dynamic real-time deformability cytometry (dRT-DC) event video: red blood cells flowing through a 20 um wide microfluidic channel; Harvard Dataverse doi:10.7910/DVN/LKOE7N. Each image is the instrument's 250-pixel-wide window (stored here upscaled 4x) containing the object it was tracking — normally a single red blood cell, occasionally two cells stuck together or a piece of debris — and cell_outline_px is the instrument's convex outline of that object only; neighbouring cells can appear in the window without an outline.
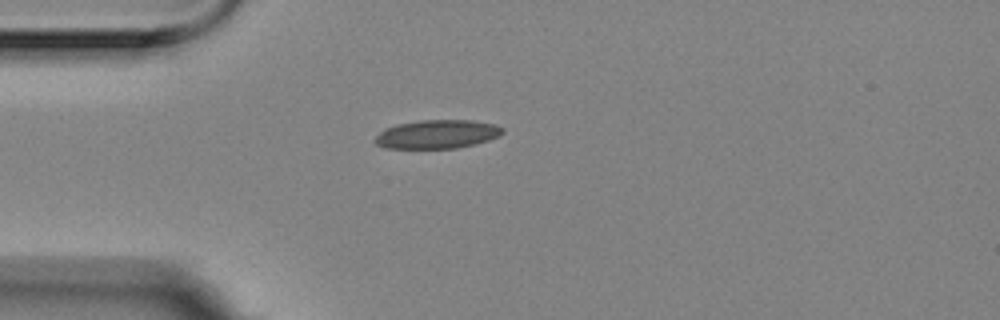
{"species": "Egyptian fruit bat (a non-hibernating species)", "species_latin": "Rousettus aegyptiacus", "temperature_condition": "room temperature", "stored_images_in_passage": 4, "camera_frame_rate_fps": 3000, "um_per_image_px": 0.085, "animal": {"sex": "female"}, "frame": {"image": 1, "passage_image": 1, "time_ms": 0.0, "image_size_px": [1000, 320], "cell_outline_px": [[504, 132], [500, 136], [488, 140], [456, 148], [384, 148], [376, 144], [372, 140], [384, 128], [396, 124], [420, 120], [472, 120], [496, 124], [504, 128]], "centroid_in_image_um": [37.15, 11.4], "position_along_channel_um": 47.9, "area_um2": 21.44}}
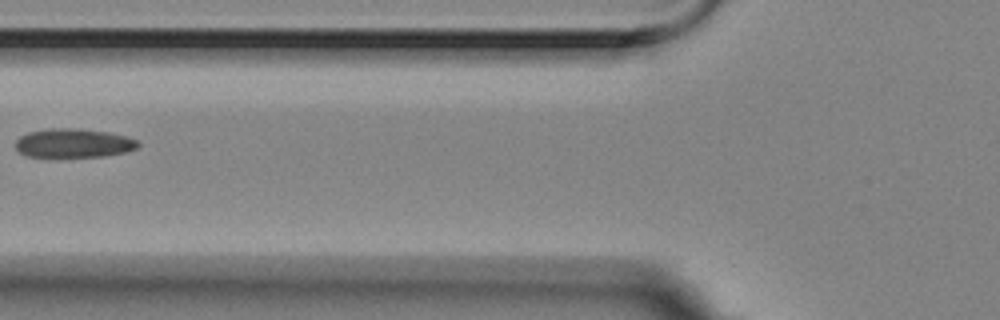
{"frame": {"image": 2, "passage_image": 3, "time_ms": 0.667, "image_size_px": [1000, 320], "cell_outline_px": [[140, 144], [136, 148], [124, 152], [104, 156], [28, 156], [20, 152], [16, 148], [16, 140], [20, 136], [28, 132], [48, 128], [72, 128], [108, 132], [124, 136], [136, 140]], "centroid_in_image_um": [6.23, 12.15], "position_along_channel_um": 119.6, "area_um2": 20.29}}
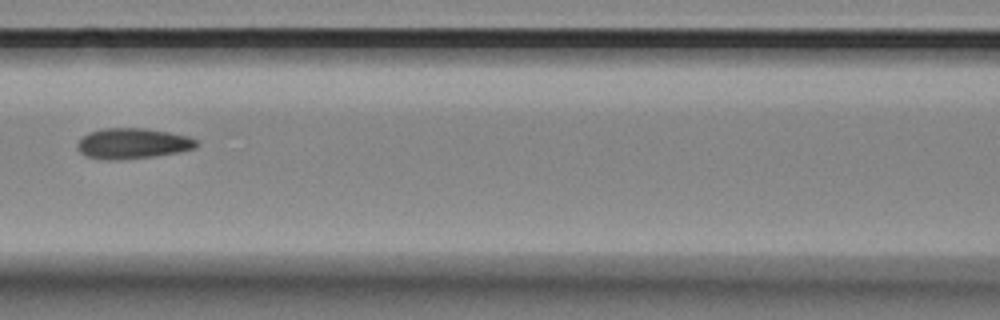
{"frame": {"image": 3, "passage_image": 4, "time_ms": 1.0, "image_size_px": [1000, 320], "cell_outline_px": [[200, 144], [196, 148], [180, 152], [156, 156], [120, 160], [104, 160], [84, 156], [76, 148], [76, 144], [88, 132], [104, 128], [144, 128], [168, 132], [188, 136], [200, 140]], "centroid_in_image_um": [11.3, 12.21], "position_along_channel_um": 155.3, "area_um2": 21.62}}